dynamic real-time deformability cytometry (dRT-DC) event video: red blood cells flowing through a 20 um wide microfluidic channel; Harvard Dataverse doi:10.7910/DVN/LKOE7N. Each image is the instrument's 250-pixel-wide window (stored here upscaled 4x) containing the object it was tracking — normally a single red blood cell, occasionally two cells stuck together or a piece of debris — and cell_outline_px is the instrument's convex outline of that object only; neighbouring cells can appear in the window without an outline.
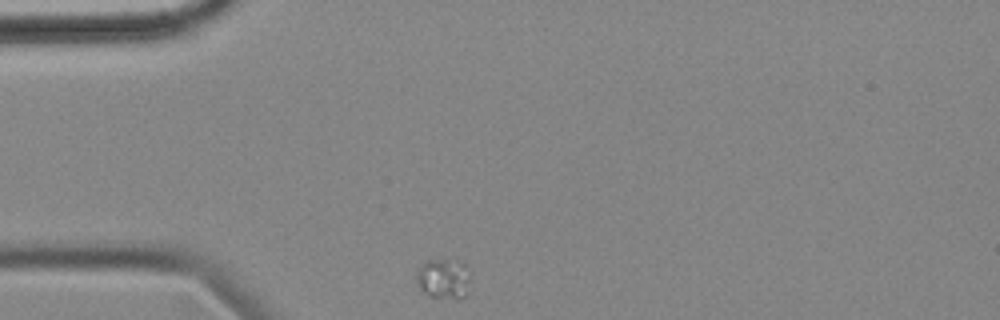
{"species": "common noctule bat (a hibernating species)", "species_latin": "Nyctalus noctula", "temperature_condition": "cold", "stored_images_in_passage": 35, "camera_frame_rate_fps": 3000, "um_per_image_px": 0.085, "animal": {"sex": "female", "body_mass_g": 18.4}, "frame": {"image": 1, "passage_image": 1, "time_ms": 0.0, "image_size_px": [1000, 320], "cell_outline_px": [[472, 272], [464, 296], [460, 300], [432, 296], [424, 292], [420, 288], [416, 276], [416, 272], [428, 260], [464, 260]], "centroid_in_image_um": [37.78, 23.67], "position_along_channel_um": 47.2, "area_um2": 12.77}}